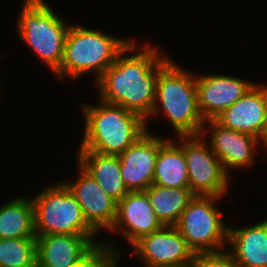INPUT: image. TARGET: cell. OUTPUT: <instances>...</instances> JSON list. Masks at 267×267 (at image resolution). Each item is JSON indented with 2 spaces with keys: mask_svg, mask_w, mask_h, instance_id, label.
<instances>
[{
  "mask_svg": "<svg viewBox=\"0 0 267 267\" xmlns=\"http://www.w3.org/2000/svg\"><path fill=\"white\" fill-rule=\"evenodd\" d=\"M221 197L195 195L175 225L196 254L220 252L228 242V228L224 225L215 202Z\"/></svg>",
  "mask_w": 267,
  "mask_h": 267,
  "instance_id": "obj_7",
  "label": "cell"
},
{
  "mask_svg": "<svg viewBox=\"0 0 267 267\" xmlns=\"http://www.w3.org/2000/svg\"><path fill=\"white\" fill-rule=\"evenodd\" d=\"M260 142L264 145H266L265 147H267V139H260Z\"/></svg>",
  "mask_w": 267,
  "mask_h": 267,
  "instance_id": "obj_26",
  "label": "cell"
},
{
  "mask_svg": "<svg viewBox=\"0 0 267 267\" xmlns=\"http://www.w3.org/2000/svg\"><path fill=\"white\" fill-rule=\"evenodd\" d=\"M0 267H37L36 237L0 239Z\"/></svg>",
  "mask_w": 267,
  "mask_h": 267,
  "instance_id": "obj_22",
  "label": "cell"
},
{
  "mask_svg": "<svg viewBox=\"0 0 267 267\" xmlns=\"http://www.w3.org/2000/svg\"><path fill=\"white\" fill-rule=\"evenodd\" d=\"M188 168L189 188L195 195L223 197L229 175L201 135L178 136Z\"/></svg>",
  "mask_w": 267,
  "mask_h": 267,
  "instance_id": "obj_8",
  "label": "cell"
},
{
  "mask_svg": "<svg viewBox=\"0 0 267 267\" xmlns=\"http://www.w3.org/2000/svg\"><path fill=\"white\" fill-rule=\"evenodd\" d=\"M261 139H267V123H266V128Z\"/></svg>",
  "mask_w": 267,
  "mask_h": 267,
  "instance_id": "obj_25",
  "label": "cell"
},
{
  "mask_svg": "<svg viewBox=\"0 0 267 267\" xmlns=\"http://www.w3.org/2000/svg\"><path fill=\"white\" fill-rule=\"evenodd\" d=\"M224 128L261 139L267 123V86L255 84L214 119Z\"/></svg>",
  "mask_w": 267,
  "mask_h": 267,
  "instance_id": "obj_13",
  "label": "cell"
},
{
  "mask_svg": "<svg viewBox=\"0 0 267 267\" xmlns=\"http://www.w3.org/2000/svg\"><path fill=\"white\" fill-rule=\"evenodd\" d=\"M56 14L44 0H25L17 22L20 38L53 73L63 60L71 26Z\"/></svg>",
  "mask_w": 267,
  "mask_h": 267,
  "instance_id": "obj_5",
  "label": "cell"
},
{
  "mask_svg": "<svg viewBox=\"0 0 267 267\" xmlns=\"http://www.w3.org/2000/svg\"><path fill=\"white\" fill-rule=\"evenodd\" d=\"M131 42L99 30L71 24L65 39L63 60L54 74L61 80H65L66 75L77 80L93 72L97 81Z\"/></svg>",
  "mask_w": 267,
  "mask_h": 267,
  "instance_id": "obj_4",
  "label": "cell"
},
{
  "mask_svg": "<svg viewBox=\"0 0 267 267\" xmlns=\"http://www.w3.org/2000/svg\"><path fill=\"white\" fill-rule=\"evenodd\" d=\"M95 236L46 234L36 236L37 267H70L95 244Z\"/></svg>",
  "mask_w": 267,
  "mask_h": 267,
  "instance_id": "obj_16",
  "label": "cell"
},
{
  "mask_svg": "<svg viewBox=\"0 0 267 267\" xmlns=\"http://www.w3.org/2000/svg\"><path fill=\"white\" fill-rule=\"evenodd\" d=\"M177 138H168L158 150L152 184L167 188H189L188 168Z\"/></svg>",
  "mask_w": 267,
  "mask_h": 267,
  "instance_id": "obj_19",
  "label": "cell"
},
{
  "mask_svg": "<svg viewBox=\"0 0 267 267\" xmlns=\"http://www.w3.org/2000/svg\"><path fill=\"white\" fill-rule=\"evenodd\" d=\"M193 267H239L229 252L200 253L195 255Z\"/></svg>",
  "mask_w": 267,
  "mask_h": 267,
  "instance_id": "obj_24",
  "label": "cell"
},
{
  "mask_svg": "<svg viewBox=\"0 0 267 267\" xmlns=\"http://www.w3.org/2000/svg\"><path fill=\"white\" fill-rule=\"evenodd\" d=\"M255 85L225 74L196 75L198 106L205 121L214 120Z\"/></svg>",
  "mask_w": 267,
  "mask_h": 267,
  "instance_id": "obj_11",
  "label": "cell"
},
{
  "mask_svg": "<svg viewBox=\"0 0 267 267\" xmlns=\"http://www.w3.org/2000/svg\"><path fill=\"white\" fill-rule=\"evenodd\" d=\"M149 45L140 48L132 40L95 81L100 100L141 115L146 124L155 104L159 71L170 61L159 55L157 46ZM131 52L132 56L126 55Z\"/></svg>",
  "mask_w": 267,
  "mask_h": 267,
  "instance_id": "obj_1",
  "label": "cell"
},
{
  "mask_svg": "<svg viewBox=\"0 0 267 267\" xmlns=\"http://www.w3.org/2000/svg\"><path fill=\"white\" fill-rule=\"evenodd\" d=\"M77 167L78 179L63 183L77 199L87 223L97 233L100 229L110 230L116 220L117 202L79 164Z\"/></svg>",
  "mask_w": 267,
  "mask_h": 267,
  "instance_id": "obj_10",
  "label": "cell"
},
{
  "mask_svg": "<svg viewBox=\"0 0 267 267\" xmlns=\"http://www.w3.org/2000/svg\"><path fill=\"white\" fill-rule=\"evenodd\" d=\"M149 203L164 226H175L195 197L190 188H167L151 184L145 190Z\"/></svg>",
  "mask_w": 267,
  "mask_h": 267,
  "instance_id": "obj_20",
  "label": "cell"
},
{
  "mask_svg": "<svg viewBox=\"0 0 267 267\" xmlns=\"http://www.w3.org/2000/svg\"><path fill=\"white\" fill-rule=\"evenodd\" d=\"M163 226L153 211L146 192L129 191L117 203L116 220L109 232H118L133 245L142 236Z\"/></svg>",
  "mask_w": 267,
  "mask_h": 267,
  "instance_id": "obj_14",
  "label": "cell"
},
{
  "mask_svg": "<svg viewBox=\"0 0 267 267\" xmlns=\"http://www.w3.org/2000/svg\"><path fill=\"white\" fill-rule=\"evenodd\" d=\"M132 246L133 253L147 267H184L193 265L195 259V253L175 226H163Z\"/></svg>",
  "mask_w": 267,
  "mask_h": 267,
  "instance_id": "obj_9",
  "label": "cell"
},
{
  "mask_svg": "<svg viewBox=\"0 0 267 267\" xmlns=\"http://www.w3.org/2000/svg\"><path fill=\"white\" fill-rule=\"evenodd\" d=\"M31 200L34 207L36 236L46 234L94 236L97 234L85 220L77 199L63 182L49 185Z\"/></svg>",
  "mask_w": 267,
  "mask_h": 267,
  "instance_id": "obj_6",
  "label": "cell"
},
{
  "mask_svg": "<svg viewBox=\"0 0 267 267\" xmlns=\"http://www.w3.org/2000/svg\"><path fill=\"white\" fill-rule=\"evenodd\" d=\"M165 141L148 130L119 155L120 175L128 191H145L152 184L158 150Z\"/></svg>",
  "mask_w": 267,
  "mask_h": 267,
  "instance_id": "obj_12",
  "label": "cell"
},
{
  "mask_svg": "<svg viewBox=\"0 0 267 267\" xmlns=\"http://www.w3.org/2000/svg\"><path fill=\"white\" fill-rule=\"evenodd\" d=\"M230 254L239 267H267V219L244 228H228Z\"/></svg>",
  "mask_w": 267,
  "mask_h": 267,
  "instance_id": "obj_17",
  "label": "cell"
},
{
  "mask_svg": "<svg viewBox=\"0 0 267 267\" xmlns=\"http://www.w3.org/2000/svg\"><path fill=\"white\" fill-rule=\"evenodd\" d=\"M36 237L31 198L20 197L0 206V239Z\"/></svg>",
  "mask_w": 267,
  "mask_h": 267,
  "instance_id": "obj_21",
  "label": "cell"
},
{
  "mask_svg": "<svg viewBox=\"0 0 267 267\" xmlns=\"http://www.w3.org/2000/svg\"><path fill=\"white\" fill-rule=\"evenodd\" d=\"M206 123L209 124V127L211 126V135L208 142L210 148L218 157L228 175H230L229 168L241 169L254 162V153L260 143L259 139L224 128L215 120H207Z\"/></svg>",
  "mask_w": 267,
  "mask_h": 267,
  "instance_id": "obj_15",
  "label": "cell"
},
{
  "mask_svg": "<svg viewBox=\"0 0 267 267\" xmlns=\"http://www.w3.org/2000/svg\"><path fill=\"white\" fill-rule=\"evenodd\" d=\"M116 251L109 243H97L70 267H117L119 253Z\"/></svg>",
  "mask_w": 267,
  "mask_h": 267,
  "instance_id": "obj_23",
  "label": "cell"
},
{
  "mask_svg": "<svg viewBox=\"0 0 267 267\" xmlns=\"http://www.w3.org/2000/svg\"><path fill=\"white\" fill-rule=\"evenodd\" d=\"M78 152V164L118 203L129 192L120 175L119 156L93 151Z\"/></svg>",
  "mask_w": 267,
  "mask_h": 267,
  "instance_id": "obj_18",
  "label": "cell"
},
{
  "mask_svg": "<svg viewBox=\"0 0 267 267\" xmlns=\"http://www.w3.org/2000/svg\"><path fill=\"white\" fill-rule=\"evenodd\" d=\"M84 104L85 131L79 151L120 155L148 131L146 120L119 105Z\"/></svg>",
  "mask_w": 267,
  "mask_h": 267,
  "instance_id": "obj_2",
  "label": "cell"
},
{
  "mask_svg": "<svg viewBox=\"0 0 267 267\" xmlns=\"http://www.w3.org/2000/svg\"><path fill=\"white\" fill-rule=\"evenodd\" d=\"M160 111L169 118L178 136L201 135L206 130V121L198 106L196 76L172 60L159 71L150 116H156Z\"/></svg>",
  "mask_w": 267,
  "mask_h": 267,
  "instance_id": "obj_3",
  "label": "cell"
}]
</instances>
